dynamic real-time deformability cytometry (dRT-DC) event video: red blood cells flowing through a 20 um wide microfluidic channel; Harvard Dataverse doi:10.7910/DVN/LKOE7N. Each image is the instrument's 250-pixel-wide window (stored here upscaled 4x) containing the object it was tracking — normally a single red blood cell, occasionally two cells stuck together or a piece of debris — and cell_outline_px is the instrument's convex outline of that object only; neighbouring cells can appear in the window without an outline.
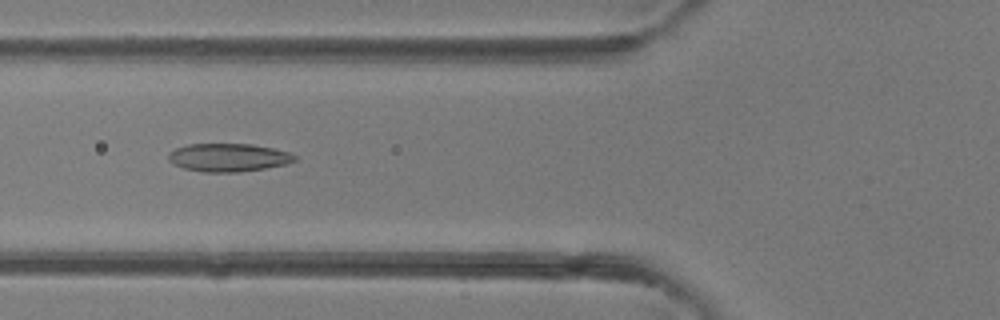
{"species": "common noctule bat (a hibernating species)", "species_latin": "Nyctalus noctula", "temperature_condition": "room temperature", "stored_images_in_passage": 5, "camera_frame_rate_fps": 3000, "um_per_image_px": 0.085, "animal": {"sex": "female"}, "frame": {"image": 1, "passage_image": 5, "time_ms": 4.333, "image_size_px": [1000, 320], "cell_outline_px": [[296, 160], [284, 164], [264, 168], [240, 172], [204, 172], [184, 168], [172, 164], [168, 160], [168, 152], [176, 148], [188, 144], [252, 144], [272, 148], [288, 152], [296, 156]], "centroid_in_image_um": [19.36, 13.38], "position_along_channel_um": 106.4, "area_um2": 20.63}}